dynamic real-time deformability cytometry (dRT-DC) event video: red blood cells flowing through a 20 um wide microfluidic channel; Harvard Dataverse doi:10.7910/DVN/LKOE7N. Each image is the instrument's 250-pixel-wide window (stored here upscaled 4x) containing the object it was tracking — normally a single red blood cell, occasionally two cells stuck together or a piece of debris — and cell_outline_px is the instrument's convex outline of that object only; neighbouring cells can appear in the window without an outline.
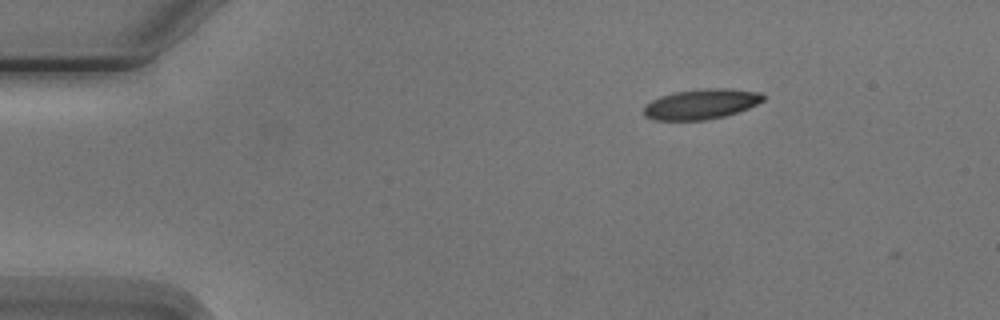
{"species": "Egyptian fruit bat (a non-hibernating species)", "species_latin": "Rousettus aegyptiacus", "temperature_condition": "cold", "stored_images_in_passage": 3, "camera_frame_rate_fps": 3000, "um_per_image_px": 0.085, "animal": {"sex": "male"}, "frame": {"image": 1, "passage_image": 1, "time_ms": 0.0, "image_size_px": [1000, 320], "cell_outline_px": [[764, 100], [748, 108], [724, 116], [704, 120], [652, 120], [644, 116], [644, 104], [660, 96], [676, 92], [708, 88], [728, 88], [760, 92], [764, 96]], "centroid_in_image_um": [59.57, 8.85], "position_along_channel_um": 25.4, "area_um2": 20.92}}